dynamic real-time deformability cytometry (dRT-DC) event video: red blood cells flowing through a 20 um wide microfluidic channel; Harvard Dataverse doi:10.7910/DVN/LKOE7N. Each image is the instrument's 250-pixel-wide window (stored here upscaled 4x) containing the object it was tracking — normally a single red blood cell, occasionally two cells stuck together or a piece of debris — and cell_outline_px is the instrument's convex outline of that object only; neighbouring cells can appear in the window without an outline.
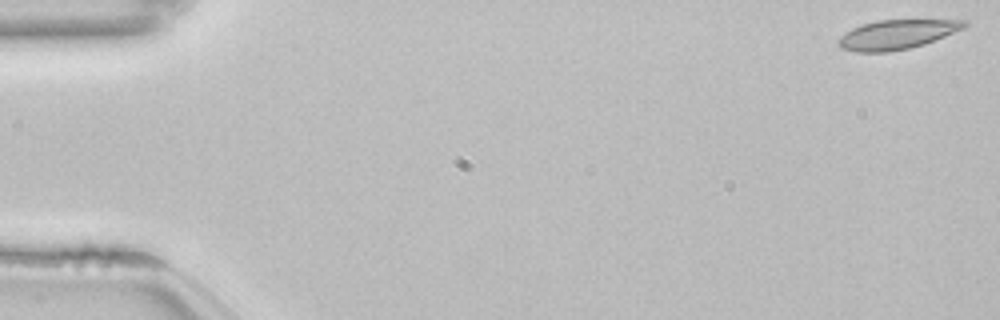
{"species": "common noctule bat (a hibernating species)", "species_latin": "Nyctalus noctula", "temperature_condition": "room temperature", "stored_images_in_passage": 16, "camera_frame_rate_fps": 3000, "um_per_image_px": 0.085, "animal": {"sex": "female", "body_mass_g": 22.7, "forearm_length_mm": 54.2}, "frame": {"image": 1, "passage_image": 1, "time_ms": 0.0, "image_size_px": [1000, 320], "cell_outline_px": [[968, 24], [964, 28], [924, 44], [908, 48], [888, 52], [856, 52], [840, 48], [836, 44], [836, 40], [840, 36], [852, 28], [876, 20], [916, 16], [968, 20]], "centroid_in_image_um": [76.3, 2.86], "position_along_channel_um": 8.7, "area_um2": 22.83}}
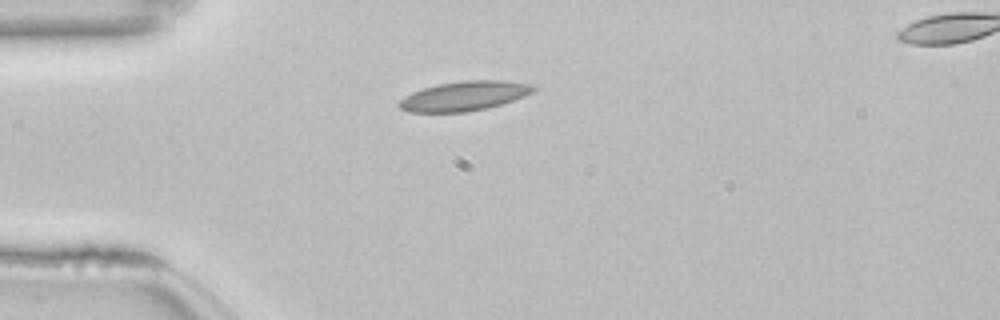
{"frame": {"image": 2, "passage_image": 14, "time_ms": 4.333, "image_size_px": [1000, 320], "cell_outline_px": [[536, 88], [532, 92], [524, 96], [488, 108], [468, 112], [408, 112], [400, 108], [396, 104], [404, 96], [412, 92], [424, 88], [440, 84], [464, 80], [504, 80], [532, 84]], "centroid_in_image_um": [39.44, 8.16], "position_along_channel_um": 45.6, "area_um2": 23.06}}